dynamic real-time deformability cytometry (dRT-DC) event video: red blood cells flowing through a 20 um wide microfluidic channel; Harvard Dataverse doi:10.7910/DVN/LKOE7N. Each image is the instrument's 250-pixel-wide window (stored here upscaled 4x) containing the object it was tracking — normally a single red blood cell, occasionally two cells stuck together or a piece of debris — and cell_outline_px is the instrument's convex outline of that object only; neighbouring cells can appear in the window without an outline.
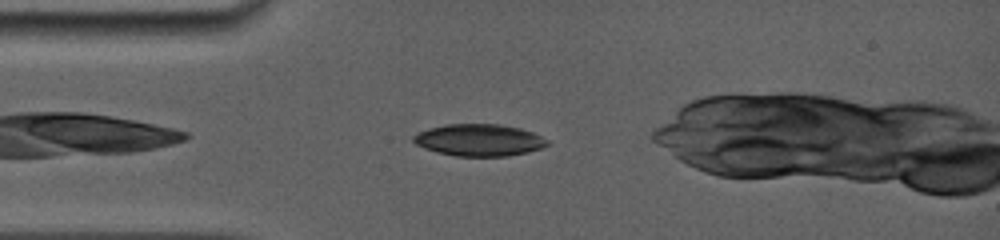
{"species": "common noctule bat (a hibernating species)", "species_latin": "Nyctalus noctula", "temperature_condition": "room temperature", "stored_images_in_passage": 59, "camera_frame_rate_fps": 5000, "um_per_image_px": 0.085, "animal": {"sex": "female", "body_mass_g": 19.0, "forearm_length_mm": 56.7}, "frame": {"image": 1, "passage_image": 5, "time_ms": 1.0, "image_size_px": [1000, 240], "cell_outline_px": [[548, 144], [544, 148], [528, 152], [508, 156], [456, 156], [436, 152], [424, 148], [416, 144], [412, 140], [412, 136], [420, 132], [444, 124], [500, 124], [520, 128], [532, 132], [548, 140]], "centroid_in_image_um": [40.74, 11.91], "position_along_channel_um": 44.3, "area_um2": 24.91}}
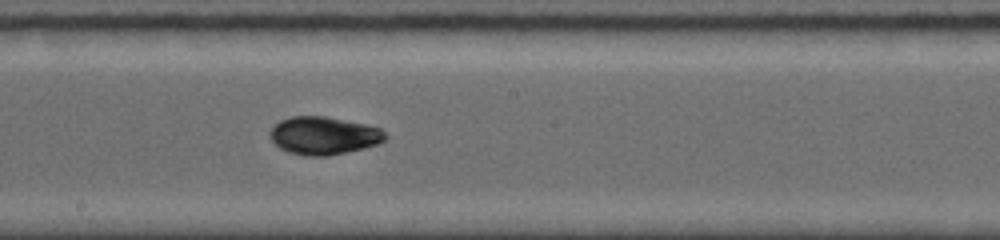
{"frame": {"image": 2, "passage_image": 27, "time_ms": 5.8, "image_size_px": [1000, 240], "cell_outline_px": [[388, 136], [380, 144], [364, 148], [328, 156], [308, 156], [288, 152], [280, 148], [272, 140], [268, 132], [280, 120], [292, 116], [324, 116], [364, 124], [380, 128]], "centroid_in_image_um": [27.52, 11.53], "position_along_channel_um": 220.7, "area_um2": 25.37}}
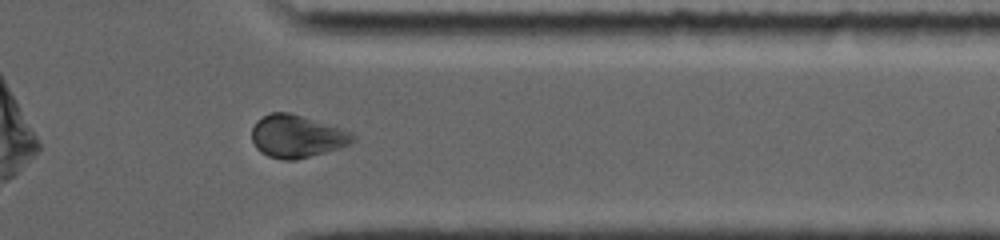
{"frame": {"image": 3, "passage_image": 45, "time_ms": 10.0, "image_size_px": [1000, 240], "cell_outline_px": [[356, 140], [352, 144], [340, 148], [296, 160], [284, 160], [268, 156], [260, 152], [256, 148], [252, 140], [252, 128], [256, 120], [272, 112], [288, 112], [344, 128], [352, 132], [356, 136]], "centroid_in_image_um": [25.27, 11.59], "position_along_channel_um": 386.1, "area_um2": 25.37}, "authors_computed_cell_mechanics": {"area_um2": 25.0852, "velocity_mm_per_s": 3.9292, "shape_relaxation_time_tau1_ms": 3.4956, "shape_relaxation_time_tau2_ms": 3.6508, "deformation_change_tau1": 0.1249, "deformation_change_tau2": 0.0625}}